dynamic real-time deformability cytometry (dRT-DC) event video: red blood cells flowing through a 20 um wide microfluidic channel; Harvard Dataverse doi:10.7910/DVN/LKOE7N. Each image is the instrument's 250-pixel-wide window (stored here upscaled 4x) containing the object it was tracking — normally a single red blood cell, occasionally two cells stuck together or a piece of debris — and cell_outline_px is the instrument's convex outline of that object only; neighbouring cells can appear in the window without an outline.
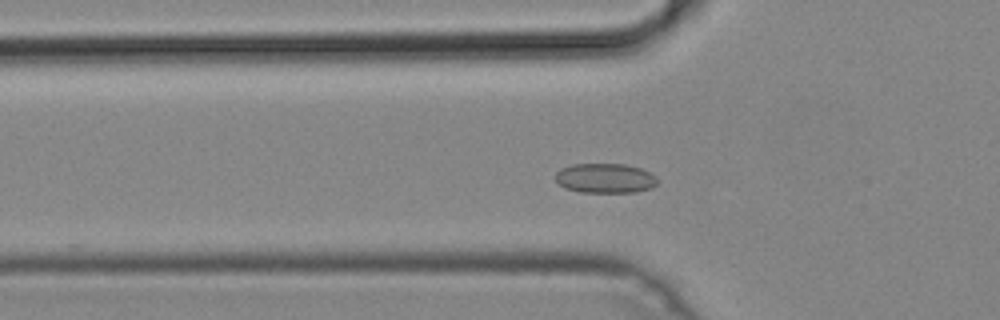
{"species": "common noctule bat (a hibernating species)", "species_latin": "Nyctalus noctula", "temperature_condition": "cold", "stored_images_in_passage": 37, "camera_frame_rate_fps": 3000, "um_per_image_px": 0.085, "animal": {"sex": "male", "body_mass_g": 19.2, "forearm_length_mm": 51.8}, "frame": {"image": 1, "passage_image": 7, "time_ms": 2.0, "image_size_px": [1000, 320], "cell_outline_px": [[656, 184], [652, 188], [636, 192], [580, 192], [564, 188], [556, 180], [556, 172], [560, 168], [572, 164], [624, 164], [640, 168], [656, 176]], "centroid_in_image_um": [51.42, 15.15], "position_along_channel_um": 74.4, "area_um2": 17.63}}
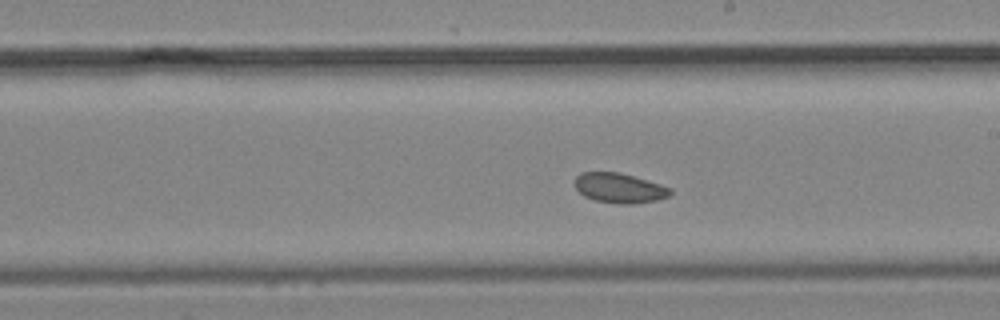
{"frame": {"image": 2, "passage_image": 19, "time_ms": 6.0, "image_size_px": [1000, 320], "cell_outline_px": [[672, 192], [668, 196], [656, 200], [632, 204], [620, 204], [596, 200], [584, 196], [572, 184], [576, 176], [580, 172], [620, 172], [660, 184], [672, 188]], "centroid_in_image_um": [52.62, 15.97], "position_along_channel_um": 236.4, "area_um2": 16.65}}
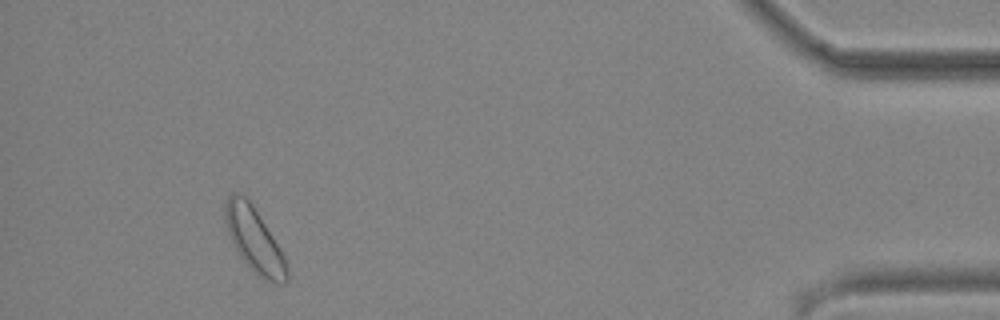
{"frame": {"image": 3, "passage_image": 37, "time_ms": 12.0, "image_size_px": [1000, 320], "cell_outline_px": [[288, 280], [268, 280], [260, 276], [240, 256], [228, 232], [224, 216], [224, 204], [228, 196], [232, 192], [240, 192], [252, 204], [280, 248], [288, 264]], "centroid_in_image_um": [21.59, 20.3], "position_along_channel_um": 413.6, "area_um2": 22.43}}